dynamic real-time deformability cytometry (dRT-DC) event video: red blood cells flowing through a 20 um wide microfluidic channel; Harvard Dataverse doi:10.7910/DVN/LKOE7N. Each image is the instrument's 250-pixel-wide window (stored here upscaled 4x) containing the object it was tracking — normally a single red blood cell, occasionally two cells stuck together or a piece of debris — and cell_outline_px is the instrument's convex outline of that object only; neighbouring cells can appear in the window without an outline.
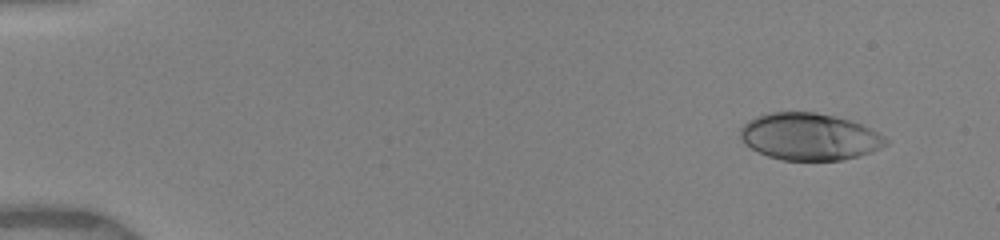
{"species": "human", "species_latin": "Homo sapiens", "temperature_condition": "warm", "stored_images_in_passage": 65, "camera_frame_rate_fps": 3000, "um_per_image_px": 0.085, "donor": {"sex": "female"}, "frame": {"image": 1, "passage_image": 5, "time_ms": 1.0, "image_size_px": [1000, 240], "cell_outline_px": [[888, 144], [872, 152], [840, 160], [784, 160], [768, 156], [744, 144], [740, 140], [740, 128], [748, 120], [756, 116], [772, 112], [816, 112], [848, 120], [860, 124], [884, 136], [888, 140]], "centroid_in_image_um": [68.76, 11.62], "position_along_channel_um": 16.2, "area_um2": 39.59}}
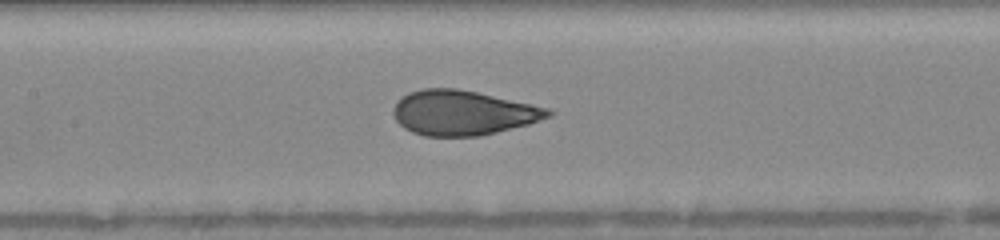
{"frame": {"image": 2, "passage_image": 32, "time_ms": 8.0, "image_size_px": [1000, 240], "cell_outline_px": [[552, 116], [528, 124], [480, 136], [424, 136], [412, 132], [404, 128], [396, 120], [392, 112], [396, 104], [408, 92], [424, 88], [456, 88], [476, 92], [532, 104], [548, 108], [552, 112]], "centroid_in_image_um": [39.34, 9.59], "position_along_channel_um": 168.1, "area_um2": 40.11}}
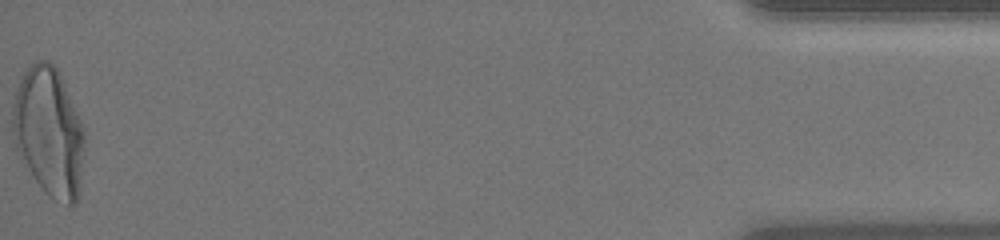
{"frame": {"image": 3, "passage_image": 65, "time_ms": 16.667, "image_size_px": [1000, 240], "cell_outline_px": [[84, 148], [80, 196], [72, 208], [48, 196], [44, 192], [20, 160], [16, 148], [12, 132], [12, 104], [16, 88], [24, 72], [36, 60], [48, 60], [60, 72], [84, 128]], "centroid_in_image_um": [4.16, 11.25], "position_along_channel_um": 431.0, "area_um2": 54.91}, "authors_computed_cell_mechanics": {"area_um2": 40.3444, "velocity_mm_per_s": 3.9988, "shape_relaxation_time_tau1_ms": 4.8626, "shape_relaxation_time_tau2_ms": null, "deformation_change_tau1": 0.2086, "deformation_change_tau2": null}}